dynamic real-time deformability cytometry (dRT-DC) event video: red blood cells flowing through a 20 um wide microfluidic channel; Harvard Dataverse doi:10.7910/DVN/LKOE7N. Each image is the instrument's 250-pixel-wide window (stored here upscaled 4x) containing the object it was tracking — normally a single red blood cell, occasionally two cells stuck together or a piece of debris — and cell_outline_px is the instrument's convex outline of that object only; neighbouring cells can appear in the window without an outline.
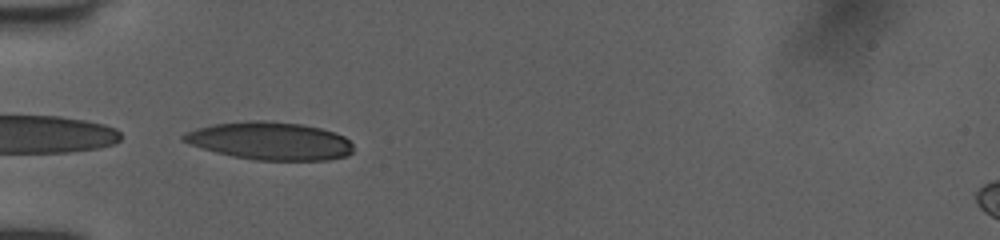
{"species": "human", "species_latin": "Homo sapiens", "temperature_condition": "room temperature", "stored_images_in_passage": 34, "camera_frame_rate_fps": 3000, "um_per_image_px": 0.085, "donor": {"sex": "female"}, "frame": {"image": 1, "passage_image": 1, "time_ms": 0.0, "image_size_px": [1000, 240], "cell_outline_px": [[352, 152], [344, 156], [328, 160], [256, 160], [232, 156], [216, 152], [188, 144], [180, 140], [180, 136], [184, 132], [196, 128], [212, 124], [248, 120], [264, 120], [300, 124], [320, 128], [336, 132], [344, 136], [352, 144]], "centroid_in_image_um": [22.89, 11.97], "position_along_channel_um": 62.1, "area_um2": 37.63}}
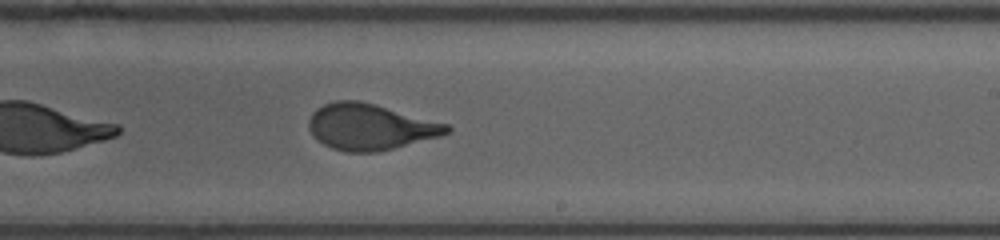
{"frame": {"image": 2, "passage_image": 16, "time_ms": 5.0, "image_size_px": [1000, 240], "cell_outline_px": [[452, 132], [440, 136], [376, 152], [348, 152], [332, 148], [316, 140], [312, 136], [308, 128], [308, 120], [312, 112], [316, 108], [324, 104], [336, 100], [360, 100], [376, 104], [448, 124], [452, 128]], "centroid_in_image_um": [31.43, 10.77], "position_along_channel_um": 257.6, "area_um2": 37.17}}
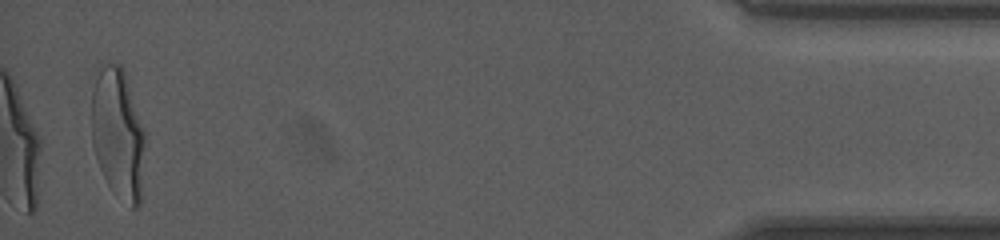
{"frame": {"image": 3, "passage_image": 34, "time_ms": 11.0, "image_size_px": [1000, 240], "cell_outline_px": [[148, 140], [140, 204], [136, 208], [132, 208], [112, 192], [100, 168], [92, 144], [92, 88], [96, 64], [120, 64], [124, 68]], "centroid_in_image_um": [10.06, 11.34], "position_along_channel_um": 425.1, "area_um2": 42.19}, "authors_computed_cell_mechanics": {"area_um2": 37.7145, "velocity_mm_per_s": 4.0397, "shape_relaxation_time_tau1_ms": 4.4055, "shape_relaxation_time_tau2_ms": null, "deformation_change_tau1": 0.2058, "deformation_change_tau2": null}}